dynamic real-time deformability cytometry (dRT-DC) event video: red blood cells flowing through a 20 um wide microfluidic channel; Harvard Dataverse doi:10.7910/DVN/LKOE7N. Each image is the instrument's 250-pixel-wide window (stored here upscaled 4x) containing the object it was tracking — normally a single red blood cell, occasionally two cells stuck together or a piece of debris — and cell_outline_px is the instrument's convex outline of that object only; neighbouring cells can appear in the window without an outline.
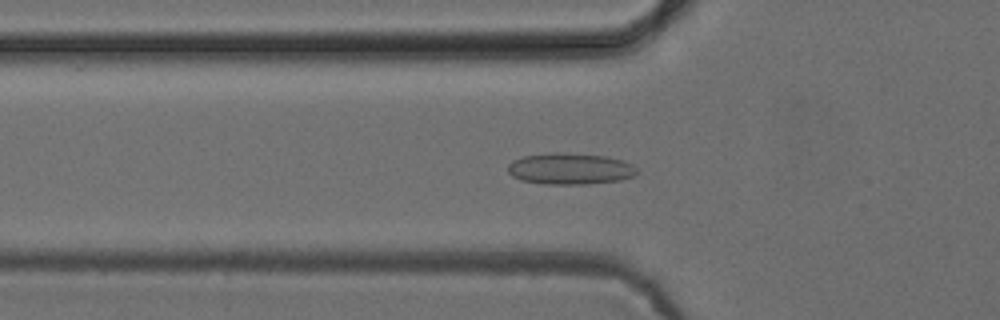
{"species": "common noctule bat (a hibernating species)", "species_latin": "Nyctalus noctula", "temperature_condition": "cold", "stored_images_in_passage": 7, "camera_frame_rate_fps": 3000, "um_per_image_px": 0.085, "animal": {"sex": "female", "body_mass_g": 24.6, "forearm_length_mm": 56.2}, "frame": {"image": 1, "passage_image": 6, "time_ms": 1.667, "image_size_px": [1000, 320], "cell_outline_px": [[640, 172], [636, 176], [620, 180], [584, 184], [544, 184], [520, 180], [512, 176], [508, 172], [508, 164], [512, 160], [524, 156], [556, 152], [564, 152], [608, 156], [624, 160], [632, 164]], "centroid_in_image_um": [48.49, 14.34], "position_along_channel_um": 77.3, "area_um2": 23.93}}